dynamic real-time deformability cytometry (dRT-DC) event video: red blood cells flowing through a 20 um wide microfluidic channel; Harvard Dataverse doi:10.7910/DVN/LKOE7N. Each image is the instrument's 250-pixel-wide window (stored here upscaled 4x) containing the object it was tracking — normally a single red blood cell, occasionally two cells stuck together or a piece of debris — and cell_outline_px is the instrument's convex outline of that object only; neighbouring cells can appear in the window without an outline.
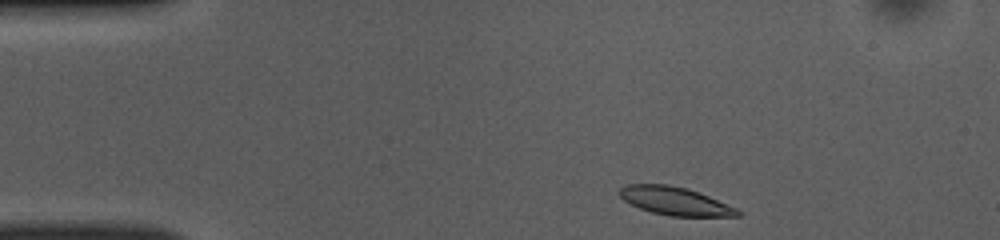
{"species": "common noctule bat (a hibernating species)", "species_latin": "Nyctalus noctula", "temperature_condition": "room temperature", "stored_images_in_passage": 43, "camera_frame_rate_fps": 3000, "um_per_image_px": 0.085, "animal": {"sex": "female", "body_mass_g": 10.0, "forearm_length_mm": 53.1}, "frame": {"image": 1, "passage_image": 1, "time_ms": 0.0, "image_size_px": [1000, 240], "cell_outline_px": [[744, 212], [740, 216], [672, 216], [652, 212], [640, 208], [624, 200], [616, 192], [624, 184], [668, 184], [684, 188], [708, 196], [736, 208]], "centroid_in_image_um": [57.35, 17.09], "position_along_channel_um": 27.6, "area_um2": 19.19}}
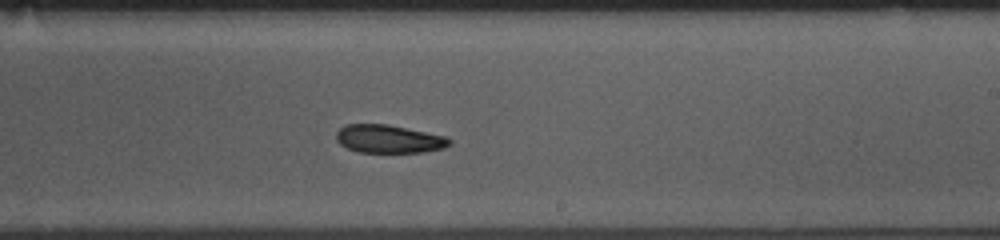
{"frame": {"image": 2, "passage_image": 23, "time_ms": 7.333, "image_size_px": [1000, 240], "cell_outline_px": [[452, 144], [444, 148], [424, 152], [360, 152], [348, 148], [340, 144], [336, 140], [336, 132], [344, 124], [388, 124], [448, 136], [452, 140]], "centroid_in_image_um": [33.09, 11.8], "position_along_channel_um": 255.9, "area_um2": 18.79}}
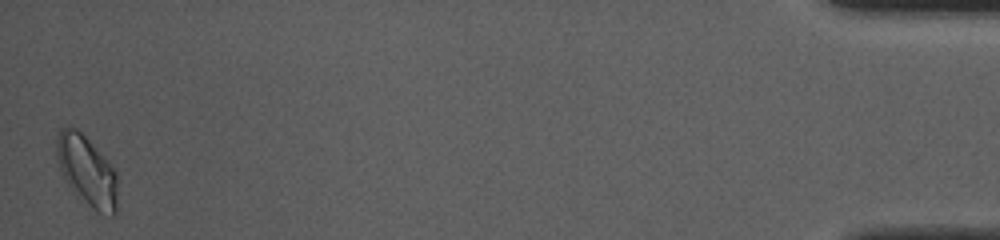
{"frame": {"image": 3, "passage_image": 43, "time_ms": 14.0, "image_size_px": [1000, 240], "cell_outline_px": [[116, 212], [112, 216], [96, 212], [64, 180], [56, 156], [56, 140], [60, 128], [72, 124], [88, 140], [116, 172]], "centroid_in_image_um": [7.35, 14.5], "position_along_channel_um": 427.8, "area_um2": 24.33}, "authors_computed_cell_mechanics": {"area_um2": 19.9988, "velocity_mm_per_s": 3.9101, "shape_relaxation_time_tau1_ms": 9.7362, "shape_relaxation_time_tau2_ms": null, "deformation_change_tau1": 0.1522, "deformation_change_tau2": null}}